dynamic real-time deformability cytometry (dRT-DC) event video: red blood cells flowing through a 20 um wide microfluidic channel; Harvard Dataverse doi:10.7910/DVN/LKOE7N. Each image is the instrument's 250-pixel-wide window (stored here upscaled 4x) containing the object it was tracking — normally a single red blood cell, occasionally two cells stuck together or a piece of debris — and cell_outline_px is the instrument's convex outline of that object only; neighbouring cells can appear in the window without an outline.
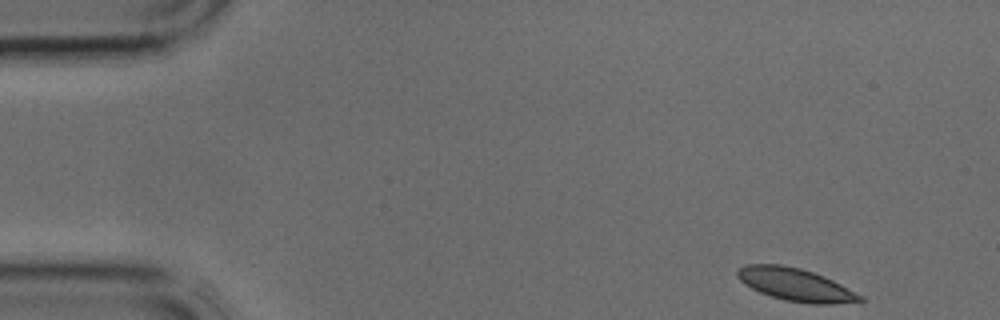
{"species": "common noctule bat (a hibernating species)", "species_latin": "Nyctalus noctula", "temperature_condition": "cold", "stored_images_in_passage": 9, "camera_frame_rate_fps": 3000, "um_per_image_px": 0.085, "animal": {"sex": "male", "body_mass_g": 17.9, "forearm_length_mm": 54.2}, "frame": {"image": 1, "passage_image": 1, "time_ms": 0.0, "image_size_px": [1000, 320], "cell_outline_px": [[864, 300], [832, 304], [808, 304], [784, 300], [760, 292], [744, 284], [736, 276], [736, 272], [740, 268], [748, 264], [780, 264], [800, 268], [824, 276], [864, 296]], "centroid_in_image_um": [67.61, 24.19], "position_along_channel_um": 17.4, "area_um2": 23.24}}